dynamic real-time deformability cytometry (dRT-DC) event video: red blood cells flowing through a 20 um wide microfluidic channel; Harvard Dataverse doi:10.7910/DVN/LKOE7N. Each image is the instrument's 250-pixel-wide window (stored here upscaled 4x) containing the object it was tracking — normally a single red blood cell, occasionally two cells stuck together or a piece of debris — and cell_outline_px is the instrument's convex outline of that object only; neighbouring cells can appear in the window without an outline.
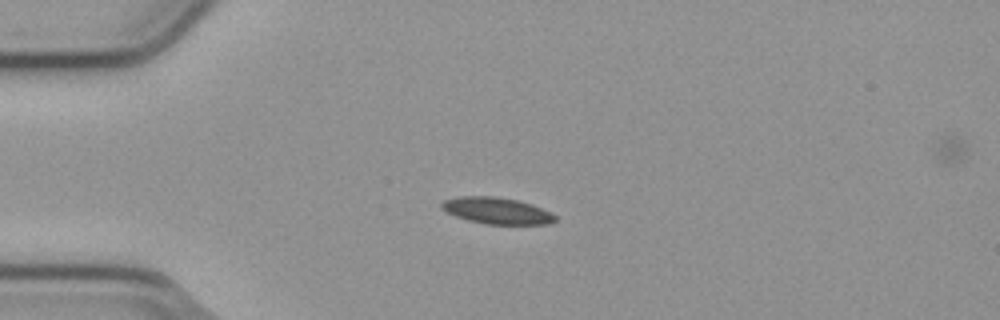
{"species": "common noctule bat (a hibernating species)", "species_latin": "Nyctalus noctula", "temperature_condition": "cold", "stored_images_in_passage": 42, "camera_frame_rate_fps": 3000, "um_per_image_px": 0.085, "animal": {"sex": "male", "body_mass_g": 23.1, "forearm_length_mm": 52.7}, "frame": {"image": 1, "passage_image": 1, "time_ms": 0.0, "image_size_px": [1000, 320], "cell_outline_px": [[556, 220], [548, 224], [484, 224], [468, 220], [444, 212], [440, 208], [440, 204], [444, 200], [460, 196], [496, 196], [516, 200], [532, 204], [556, 216]], "centroid_in_image_um": [42.17, 17.91], "position_along_channel_um": 42.8, "area_um2": 17.51}}
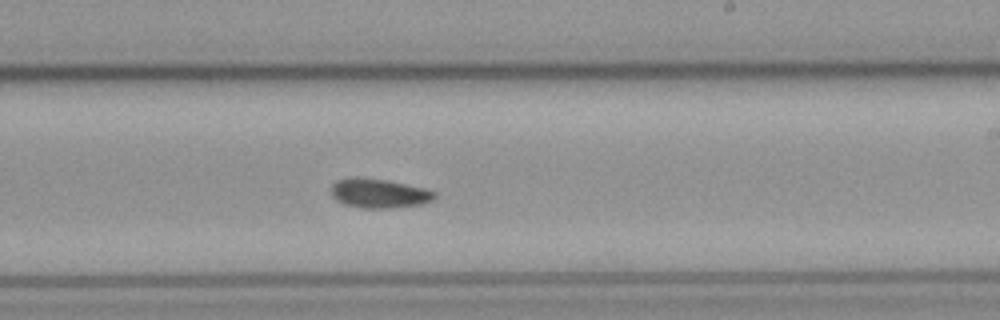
{"frame": {"image": 2, "passage_image": 20, "time_ms": 6.333, "image_size_px": [1000, 320], "cell_outline_px": [[436, 196], [432, 200], [420, 204], [392, 208], [360, 208], [344, 204], [336, 200], [332, 196], [332, 184], [336, 180], [352, 176], [356, 176], [388, 180], [424, 188], [436, 192]], "centroid_in_image_um": [32.18, 16.42], "position_along_channel_um": 256.8, "area_um2": 17.8}}
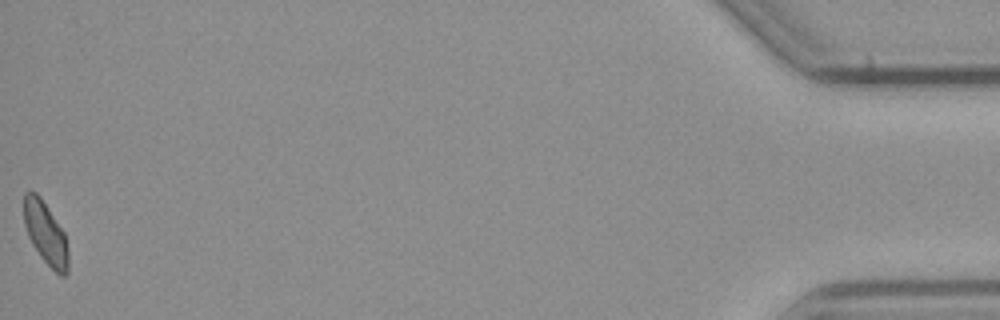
{"frame": {"image": 3, "passage_image": 42, "time_ms": 13.667, "image_size_px": [1000, 320], "cell_outline_px": [[68, 272], [64, 276], [60, 276], [40, 256], [32, 244], [28, 236], [24, 224], [24, 192], [36, 192], [40, 196], [64, 232], [68, 252]], "centroid_in_image_um": [3.87, 19.83], "position_along_channel_um": 431.3, "area_um2": 16.01}, "authors_computed_cell_mechanics": {"area_um2": 17.1088, "velocity_mm_per_s": 3.7824, "shape_relaxation_time_tau1_ms": 8.3011, "shape_relaxation_time_tau2_ms": null, "deformation_change_tau1": 0.1284, "deformation_change_tau2": null}}